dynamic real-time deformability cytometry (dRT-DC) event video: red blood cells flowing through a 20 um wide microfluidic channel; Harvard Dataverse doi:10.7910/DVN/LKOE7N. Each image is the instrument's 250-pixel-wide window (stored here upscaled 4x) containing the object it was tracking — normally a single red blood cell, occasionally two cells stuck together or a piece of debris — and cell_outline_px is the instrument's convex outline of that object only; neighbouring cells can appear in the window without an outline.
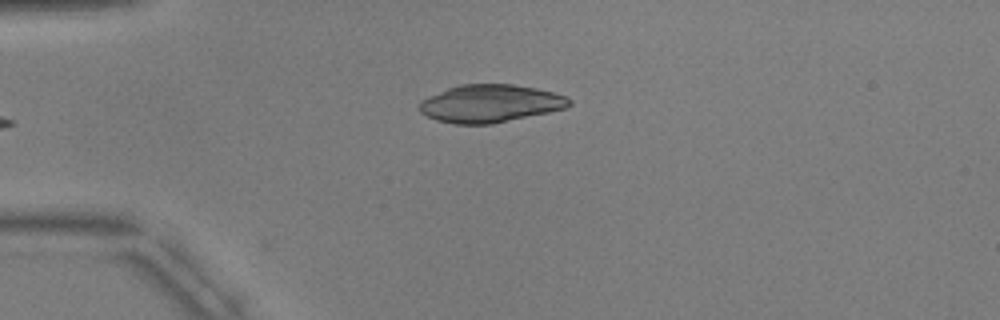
{"species": "common noctule bat (a hibernating species)", "species_latin": "Nyctalus noctula", "temperature_condition": "warm", "stored_images_in_passage": 3, "camera_frame_rate_fps": 3000, "um_per_image_px": 0.085, "animal": {"sex": "male", "body_mass_g": 17.9, "forearm_length_mm": 54.2}, "frame": {"image": 1, "passage_image": 3, "time_ms": 2.333, "image_size_px": [1000, 320], "cell_outline_px": [[572, 104], [564, 108], [548, 112], [492, 124], [456, 124], [436, 120], [420, 112], [420, 100], [448, 88], [460, 84], [512, 84], [536, 88], [552, 92], [564, 96], [572, 100]], "centroid_in_image_um": [41.66, 8.8], "position_along_channel_um": 43.3, "area_um2": 32.71}}